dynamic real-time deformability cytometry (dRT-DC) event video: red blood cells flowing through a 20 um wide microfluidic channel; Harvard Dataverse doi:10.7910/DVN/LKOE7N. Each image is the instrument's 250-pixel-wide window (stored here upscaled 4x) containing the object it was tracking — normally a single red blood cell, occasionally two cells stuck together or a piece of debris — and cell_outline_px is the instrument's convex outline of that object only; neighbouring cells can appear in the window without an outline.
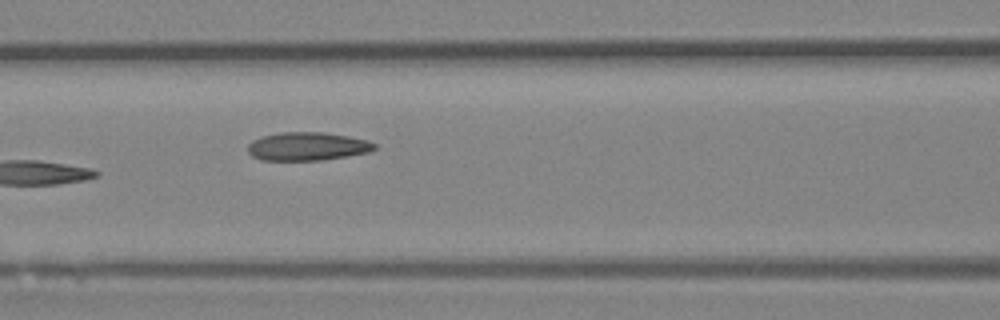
{"species": "Egyptian fruit bat (a non-hibernating species)", "species_latin": "Rousettus aegyptiacus", "temperature_condition": "room temperature", "stored_images_in_passage": 6, "camera_frame_rate_fps": 3000, "um_per_image_px": 0.085, "animal": {"sex": "female"}, "frame": {"image": 1, "passage_image": 6, "time_ms": 1.667, "image_size_px": [1000, 320], "cell_outline_px": [[376, 148], [368, 152], [348, 156], [320, 160], [260, 160], [252, 156], [248, 152], [248, 144], [252, 140], [260, 136], [280, 132], [324, 132], [348, 136], [368, 140], [376, 144]], "centroid_in_image_um": [26.1, 12.43], "position_along_channel_um": 140.5, "area_um2": 21.04}}